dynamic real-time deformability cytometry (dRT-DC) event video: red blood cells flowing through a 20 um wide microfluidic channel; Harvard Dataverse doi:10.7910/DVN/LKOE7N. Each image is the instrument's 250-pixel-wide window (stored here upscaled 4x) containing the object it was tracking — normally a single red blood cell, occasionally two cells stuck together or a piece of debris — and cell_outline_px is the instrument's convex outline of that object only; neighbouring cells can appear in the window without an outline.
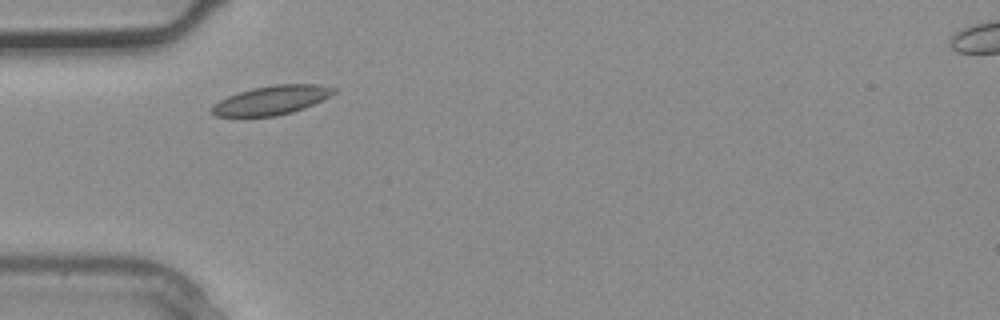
{"species": "common noctule bat (a hibernating species)", "species_latin": "Nyctalus noctula", "temperature_condition": "warm", "stored_images_in_passage": 2, "camera_frame_rate_fps": 3000, "um_per_image_px": 0.085, "animal": {"sex": "male", "body_mass_g": 20.4}, "frame": {"image": 1, "passage_image": 1, "time_ms": 0.0, "image_size_px": [1000, 320], "cell_outline_px": [[336, 92], [332, 96], [304, 108], [292, 112], [276, 116], [216, 116], [212, 112], [212, 104], [228, 96], [252, 88], [272, 84], [320, 84], [336, 88]], "centroid_in_image_um": [23.13, 8.5], "position_along_channel_um": 61.9, "area_um2": 20.63}}